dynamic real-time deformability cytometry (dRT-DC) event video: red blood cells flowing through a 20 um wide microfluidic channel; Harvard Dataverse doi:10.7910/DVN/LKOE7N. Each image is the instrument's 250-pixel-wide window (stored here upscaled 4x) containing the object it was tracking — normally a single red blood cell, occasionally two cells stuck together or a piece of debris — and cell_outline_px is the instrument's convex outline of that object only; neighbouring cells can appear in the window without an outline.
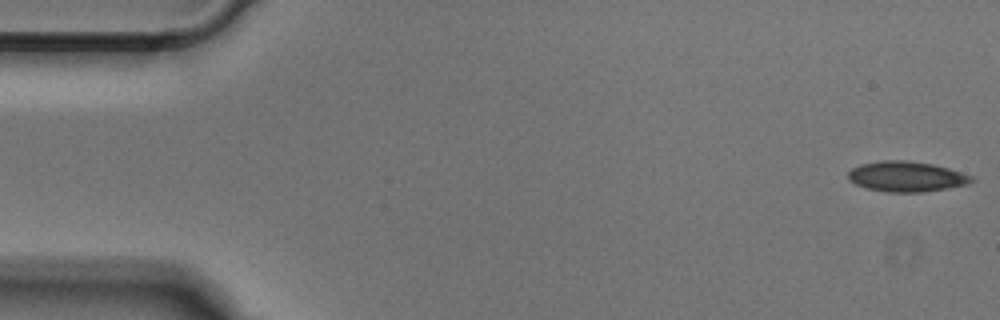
{"species": "Egyptian fruit bat (a non-hibernating species)", "species_latin": "Rousettus aegyptiacus", "temperature_condition": "cold", "stored_images_in_passage": 50, "camera_frame_rate_fps": 3000, "um_per_image_px": 0.085, "animal": {"sex": "male"}, "frame": {"image": 1, "passage_image": 1, "time_ms": 0.0, "image_size_px": [1000, 320], "cell_outline_px": [[976, 180], [968, 184], [948, 188], [924, 192], [888, 192], [868, 188], [856, 184], [848, 180], [848, 172], [852, 168], [860, 164], [884, 160], [904, 160], [932, 164], [948, 168], [972, 176]], "centroid_in_image_um": [77.05, 15.01], "position_along_channel_um": 7.9, "area_um2": 21.73}}
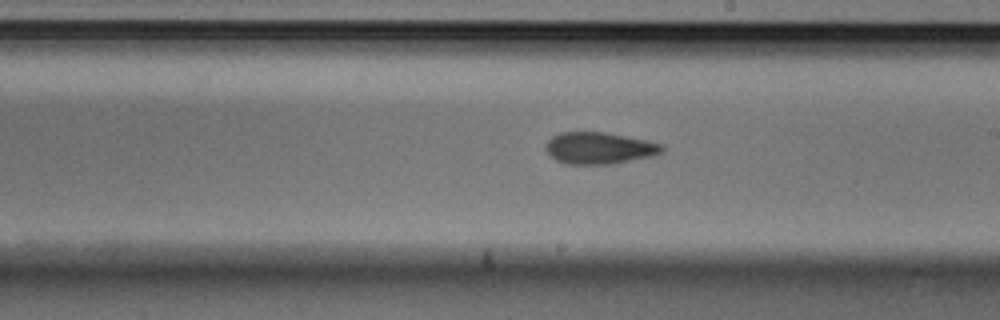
{"frame": {"image": 2, "passage_image": 28, "time_ms": 9.0, "image_size_px": [1000, 320], "cell_outline_px": [[664, 152], [656, 156], [612, 164], [568, 164], [556, 160], [544, 148], [548, 140], [552, 136], [560, 132], [604, 132], [648, 140], [664, 144]], "centroid_in_image_um": [51.0, 12.59], "position_along_channel_um": 238.0, "area_um2": 21.79}}
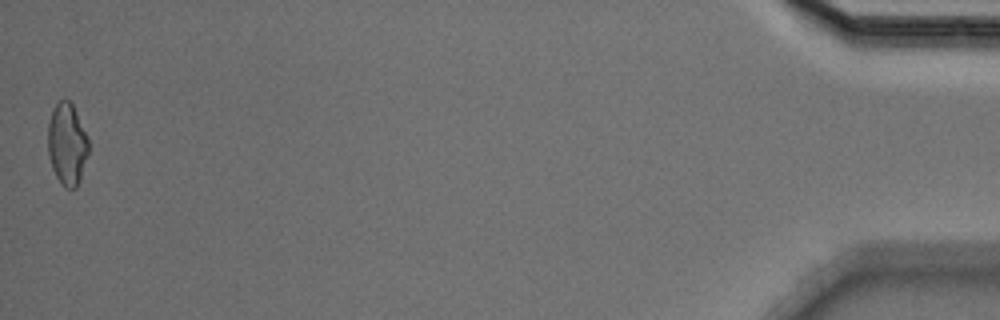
{"frame": {"image": 3, "passage_image": 50, "time_ms": 16.333, "image_size_px": [1000, 320], "cell_outline_px": [[88, 156], [80, 180], [76, 188], [64, 188], [60, 184], [52, 168], [48, 156], [48, 124], [52, 112], [56, 104], [60, 100], [68, 100], [72, 104], [88, 140]], "centroid_in_image_um": [5.69, 12.31], "position_along_channel_um": 429.5, "area_um2": 19.25}}